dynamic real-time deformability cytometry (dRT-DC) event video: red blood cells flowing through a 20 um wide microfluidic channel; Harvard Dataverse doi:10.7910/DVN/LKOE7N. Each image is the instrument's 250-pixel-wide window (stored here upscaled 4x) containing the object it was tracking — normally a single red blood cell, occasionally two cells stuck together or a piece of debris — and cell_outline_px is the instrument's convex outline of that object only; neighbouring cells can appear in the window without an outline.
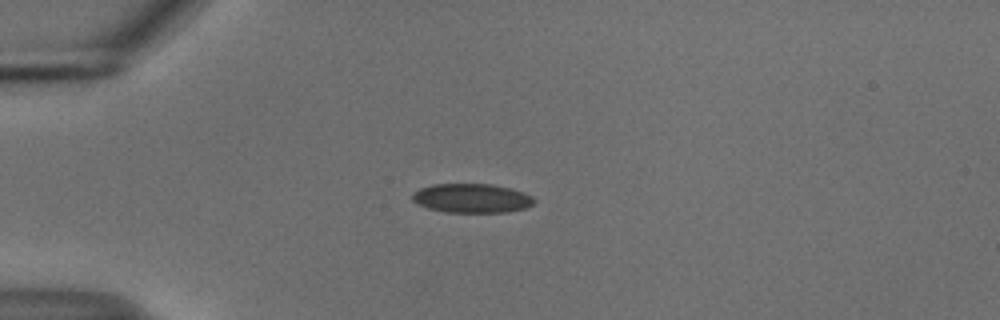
{"species": "common noctule bat (a hibernating species)", "species_latin": "Nyctalus noctula", "temperature_condition": "cold", "stored_images_in_passage": 41, "camera_frame_rate_fps": 3000, "um_per_image_px": 0.085, "animal": {"sex": "male", "body_mass_g": 18.8}, "frame": {"image": 1, "passage_image": 1, "time_ms": 0.0, "image_size_px": [1000, 320], "cell_outline_px": [[536, 200], [532, 204], [524, 208], [508, 212], [444, 212], [428, 208], [412, 200], [412, 192], [420, 188], [432, 184], [492, 184], [524, 192], [532, 196]], "centroid_in_image_um": [40.09, 16.84], "position_along_channel_um": 44.9, "area_um2": 20.63}}
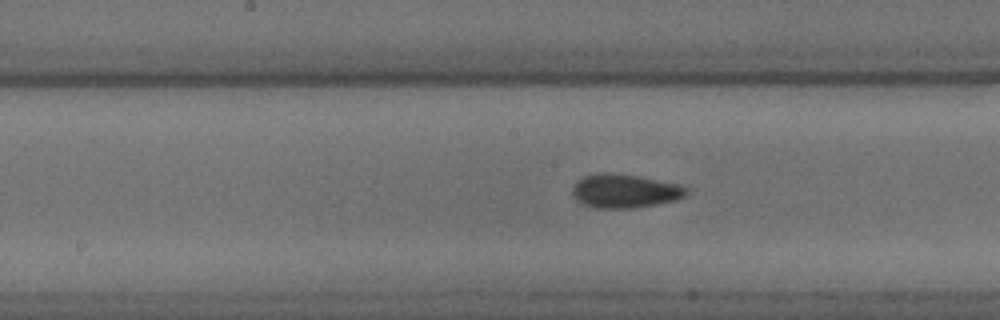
{"frame": {"image": 2, "passage_image": 15, "time_ms": 4.667, "image_size_px": [1000, 320], "cell_outline_px": [[688, 192], [684, 196], [676, 200], [656, 204], [632, 208], [596, 208], [584, 204], [576, 200], [572, 196], [572, 188], [584, 176], [600, 172], [608, 172], [640, 176], [680, 184], [688, 188]], "centroid_in_image_um": [53.12, 16.23], "position_along_channel_um": 195.1, "area_um2": 22.48}}
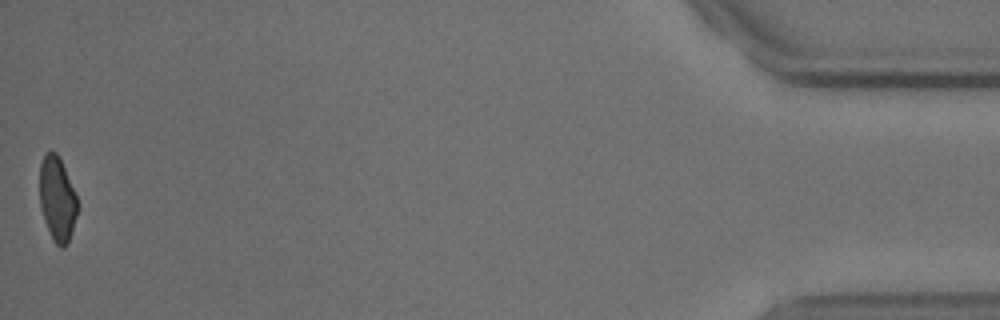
{"frame": {"image": 3, "passage_image": 41, "time_ms": 13.333, "image_size_px": [1000, 320], "cell_outline_px": [[80, 208], [72, 232], [64, 248], [60, 248], [56, 244], [44, 220], [40, 204], [40, 164], [44, 152], [56, 152], [76, 192]], "centroid_in_image_um": [4.9, 16.91], "position_along_channel_um": 430.3, "area_um2": 18.73}, "authors_computed_cell_mechanics": {"area_um2": 20.7502, "velocity_mm_per_s": 3.7223, "shape_relaxation_time_tau1_ms": 6.8832, "shape_relaxation_time_tau2_ms": 3.4888, "deformation_change_tau1": 0.1404, "deformation_change_tau2": 0.0895}}